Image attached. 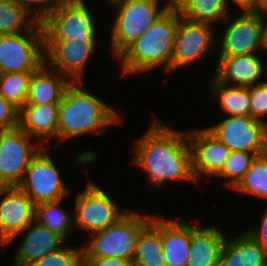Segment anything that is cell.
Masks as SVG:
<instances>
[{
	"label": "cell",
	"instance_id": "d590c367",
	"mask_svg": "<svg viewBox=\"0 0 267 266\" xmlns=\"http://www.w3.org/2000/svg\"><path fill=\"white\" fill-rule=\"evenodd\" d=\"M88 266H133L132 260L117 257H83Z\"/></svg>",
	"mask_w": 267,
	"mask_h": 266
},
{
	"label": "cell",
	"instance_id": "8d00e7d4",
	"mask_svg": "<svg viewBox=\"0 0 267 266\" xmlns=\"http://www.w3.org/2000/svg\"><path fill=\"white\" fill-rule=\"evenodd\" d=\"M263 213L260 225L245 232L267 251V209Z\"/></svg>",
	"mask_w": 267,
	"mask_h": 266
},
{
	"label": "cell",
	"instance_id": "ba28073f",
	"mask_svg": "<svg viewBox=\"0 0 267 266\" xmlns=\"http://www.w3.org/2000/svg\"><path fill=\"white\" fill-rule=\"evenodd\" d=\"M19 126L0 131V187L18 186L32 159L43 148ZM39 143V144H38Z\"/></svg>",
	"mask_w": 267,
	"mask_h": 266
},
{
	"label": "cell",
	"instance_id": "e575fe53",
	"mask_svg": "<svg viewBox=\"0 0 267 266\" xmlns=\"http://www.w3.org/2000/svg\"><path fill=\"white\" fill-rule=\"evenodd\" d=\"M19 110L0 95V131L18 126Z\"/></svg>",
	"mask_w": 267,
	"mask_h": 266
},
{
	"label": "cell",
	"instance_id": "9c48e42d",
	"mask_svg": "<svg viewBox=\"0 0 267 266\" xmlns=\"http://www.w3.org/2000/svg\"><path fill=\"white\" fill-rule=\"evenodd\" d=\"M74 207V229L78 227L90 234L104 230L128 211L119 210L114 199L89 178L86 188L75 196Z\"/></svg>",
	"mask_w": 267,
	"mask_h": 266
},
{
	"label": "cell",
	"instance_id": "5bb4252c",
	"mask_svg": "<svg viewBox=\"0 0 267 266\" xmlns=\"http://www.w3.org/2000/svg\"><path fill=\"white\" fill-rule=\"evenodd\" d=\"M228 16L220 42L219 56L252 55L262 49V12H242L236 18Z\"/></svg>",
	"mask_w": 267,
	"mask_h": 266
},
{
	"label": "cell",
	"instance_id": "4316f807",
	"mask_svg": "<svg viewBox=\"0 0 267 266\" xmlns=\"http://www.w3.org/2000/svg\"><path fill=\"white\" fill-rule=\"evenodd\" d=\"M63 200L39 203L35 207V220L61 235L65 240L74 232L73 213L60 207Z\"/></svg>",
	"mask_w": 267,
	"mask_h": 266
},
{
	"label": "cell",
	"instance_id": "4dcf8cb0",
	"mask_svg": "<svg viewBox=\"0 0 267 266\" xmlns=\"http://www.w3.org/2000/svg\"><path fill=\"white\" fill-rule=\"evenodd\" d=\"M254 153L244 151H230L221 172L216 177L228 179L226 185L233 190L242 180L250 168Z\"/></svg>",
	"mask_w": 267,
	"mask_h": 266
},
{
	"label": "cell",
	"instance_id": "7a4b0ae2",
	"mask_svg": "<svg viewBox=\"0 0 267 266\" xmlns=\"http://www.w3.org/2000/svg\"><path fill=\"white\" fill-rule=\"evenodd\" d=\"M102 99L83 89V81L71 82L58 108L57 138L66 142L83 134H103L110 125L119 124L121 117Z\"/></svg>",
	"mask_w": 267,
	"mask_h": 266
},
{
	"label": "cell",
	"instance_id": "ffe728a7",
	"mask_svg": "<svg viewBox=\"0 0 267 266\" xmlns=\"http://www.w3.org/2000/svg\"><path fill=\"white\" fill-rule=\"evenodd\" d=\"M161 242L165 266H186L191 243V224L180 218L161 217Z\"/></svg>",
	"mask_w": 267,
	"mask_h": 266
},
{
	"label": "cell",
	"instance_id": "74e56055",
	"mask_svg": "<svg viewBox=\"0 0 267 266\" xmlns=\"http://www.w3.org/2000/svg\"><path fill=\"white\" fill-rule=\"evenodd\" d=\"M232 1L235 2L238 5V7H240L242 12H255V11H257L256 0H231V2ZM226 3L228 5L229 0H226Z\"/></svg>",
	"mask_w": 267,
	"mask_h": 266
},
{
	"label": "cell",
	"instance_id": "1f68e13d",
	"mask_svg": "<svg viewBox=\"0 0 267 266\" xmlns=\"http://www.w3.org/2000/svg\"><path fill=\"white\" fill-rule=\"evenodd\" d=\"M83 260L81 245L66 247L47 253L28 266H77Z\"/></svg>",
	"mask_w": 267,
	"mask_h": 266
},
{
	"label": "cell",
	"instance_id": "b9f144b4",
	"mask_svg": "<svg viewBox=\"0 0 267 266\" xmlns=\"http://www.w3.org/2000/svg\"><path fill=\"white\" fill-rule=\"evenodd\" d=\"M2 74H3V72H2V70L0 68V80H1Z\"/></svg>",
	"mask_w": 267,
	"mask_h": 266
},
{
	"label": "cell",
	"instance_id": "5b68a950",
	"mask_svg": "<svg viewBox=\"0 0 267 266\" xmlns=\"http://www.w3.org/2000/svg\"><path fill=\"white\" fill-rule=\"evenodd\" d=\"M151 219V216L127 211L104 230L91 233L94 238L90 243L81 245L82 257H117L133 261L138 234Z\"/></svg>",
	"mask_w": 267,
	"mask_h": 266
},
{
	"label": "cell",
	"instance_id": "8992f818",
	"mask_svg": "<svg viewBox=\"0 0 267 266\" xmlns=\"http://www.w3.org/2000/svg\"><path fill=\"white\" fill-rule=\"evenodd\" d=\"M45 63L44 33L37 22L29 31L0 35V68L3 73L35 72Z\"/></svg>",
	"mask_w": 267,
	"mask_h": 266
},
{
	"label": "cell",
	"instance_id": "52a82bcc",
	"mask_svg": "<svg viewBox=\"0 0 267 266\" xmlns=\"http://www.w3.org/2000/svg\"><path fill=\"white\" fill-rule=\"evenodd\" d=\"M48 150L49 147H43L37 153L18 185L35 205L67 199L71 194Z\"/></svg>",
	"mask_w": 267,
	"mask_h": 266
},
{
	"label": "cell",
	"instance_id": "83f0119b",
	"mask_svg": "<svg viewBox=\"0 0 267 266\" xmlns=\"http://www.w3.org/2000/svg\"><path fill=\"white\" fill-rule=\"evenodd\" d=\"M233 190L267 201V152L255 155L250 168Z\"/></svg>",
	"mask_w": 267,
	"mask_h": 266
},
{
	"label": "cell",
	"instance_id": "ac0fdd59",
	"mask_svg": "<svg viewBox=\"0 0 267 266\" xmlns=\"http://www.w3.org/2000/svg\"><path fill=\"white\" fill-rule=\"evenodd\" d=\"M218 58L214 76L220 82L247 88L261 83L265 67L258 55L218 56Z\"/></svg>",
	"mask_w": 267,
	"mask_h": 266
},
{
	"label": "cell",
	"instance_id": "4fadbf2b",
	"mask_svg": "<svg viewBox=\"0 0 267 266\" xmlns=\"http://www.w3.org/2000/svg\"><path fill=\"white\" fill-rule=\"evenodd\" d=\"M96 42V39H44L45 63L72 82H84L85 67L96 52Z\"/></svg>",
	"mask_w": 267,
	"mask_h": 266
},
{
	"label": "cell",
	"instance_id": "277c9868",
	"mask_svg": "<svg viewBox=\"0 0 267 266\" xmlns=\"http://www.w3.org/2000/svg\"><path fill=\"white\" fill-rule=\"evenodd\" d=\"M117 8L111 30V53L116 58L130 43L138 39L173 4V0H108ZM159 3V4H158Z\"/></svg>",
	"mask_w": 267,
	"mask_h": 266
},
{
	"label": "cell",
	"instance_id": "d6a6232c",
	"mask_svg": "<svg viewBox=\"0 0 267 266\" xmlns=\"http://www.w3.org/2000/svg\"><path fill=\"white\" fill-rule=\"evenodd\" d=\"M23 7L36 22L42 23L65 0H14Z\"/></svg>",
	"mask_w": 267,
	"mask_h": 266
},
{
	"label": "cell",
	"instance_id": "60d3db41",
	"mask_svg": "<svg viewBox=\"0 0 267 266\" xmlns=\"http://www.w3.org/2000/svg\"><path fill=\"white\" fill-rule=\"evenodd\" d=\"M77 266H88V264L82 260Z\"/></svg>",
	"mask_w": 267,
	"mask_h": 266
},
{
	"label": "cell",
	"instance_id": "f546056e",
	"mask_svg": "<svg viewBox=\"0 0 267 266\" xmlns=\"http://www.w3.org/2000/svg\"><path fill=\"white\" fill-rule=\"evenodd\" d=\"M33 72L3 73L0 80V95L20 110L28 96Z\"/></svg>",
	"mask_w": 267,
	"mask_h": 266
},
{
	"label": "cell",
	"instance_id": "7c38bea8",
	"mask_svg": "<svg viewBox=\"0 0 267 266\" xmlns=\"http://www.w3.org/2000/svg\"><path fill=\"white\" fill-rule=\"evenodd\" d=\"M206 129L230 151L267 152V123L248 116H229Z\"/></svg>",
	"mask_w": 267,
	"mask_h": 266
},
{
	"label": "cell",
	"instance_id": "f35d334b",
	"mask_svg": "<svg viewBox=\"0 0 267 266\" xmlns=\"http://www.w3.org/2000/svg\"><path fill=\"white\" fill-rule=\"evenodd\" d=\"M267 10L262 11V50L267 51ZM266 21V22H265Z\"/></svg>",
	"mask_w": 267,
	"mask_h": 266
},
{
	"label": "cell",
	"instance_id": "3957f363",
	"mask_svg": "<svg viewBox=\"0 0 267 266\" xmlns=\"http://www.w3.org/2000/svg\"><path fill=\"white\" fill-rule=\"evenodd\" d=\"M179 11L172 4L148 29L116 58L122 62V76L161 68L169 74Z\"/></svg>",
	"mask_w": 267,
	"mask_h": 266
},
{
	"label": "cell",
	"instance_id": "30bf717a",
	"mask_svg": "<svg viewBox=\"0 0 267 266\" xmlns=\"http://www.w3.org/2000/svg\"><path fill=\"white\" fill-rule=\"evenodd\" d=\"M85 0H65L42 23L44 39H96L97 30Z\"/></svg>",
	"mask_w": 267,
	"mask_h": 266
},
{
	"label": "cell",
	"instance_id": "d4e9b609",
	"mask_svg": "<svg viewBox=\"0 0 267 266\" xmlns=\"http://www.w3.org/2000/svg\"><path fill=\"white\" fill-rule=\"evenodd\" d=\"M181 16L195 22L216 24L230 16L226 0H173Z\"/></svg>",
	"mask_w": 267,
	"mask_h": 266
},
{
	"label": "cell",
	"instance_id": "d6986e66",
	"mask_svg": "<svg viewBox=\"0 0 267 266\" xmlns=\"http://www.w3.org/2000/svg\"><path fill=\"white\" fill-rule=\"evenodd\" d=\"M58 108L59 104H25L19 110L18 126L30 137L39 138L43 147H49L46 142L57 139Z\"/></svg>",
	"mask_w": 267,
	"mask_h": 266
},
{
	"label": "cell",
	"instance_id": "6da1fadb",
	"mask_svg": "<svg viewBox=\"0 0 267 266\" xmlns=\"http://www.w3.org/2000/svg\"><path fill=\"white\" fill-rule=\"evenodd\" d=\"M154 120L147 132L135 141L131 163L143 169L148 183L162 188L169 180L197 182L191 163L187 132Z\"/></svg>",
	"mask_w": 267,
	"mask_h": 266
},
{
	"label": "cell",
	"instance_id": "484cf974",
	"mask_svg": "<svg viewBox=\"0 0 267 266\" xmlns=\"http://www.w3.org/2000/svg\"><path fill=\"white\" fill-rule=\"evenodd\" d=\"M210 82L212 97L218 98L219 105L228 116L250 115L249 87L228 85L220 82L215 76Z\"/></svg>",
	"mask_w": 267,
	"mask_h": 266
},
{
	"label": "cell",
	"instance_id": "ab89813d",
	"mask_svg": "<svg viewBox=\"0 0 267 266\" xmlns=\"http://www.w3.org/2000/svg\"><path fill=\"white\" fill-rule=\"evenodd\" d=\"M257 3V11L267 10V0H256Z\"/></svg>",
	"mask_w": 267,
	"mask_h": 266
},
{
	"label": "cell",
	"instance_id": "9a60e30c",
	"mask_svg": "<svg viewBox=\"0 0 267 266\" xmlns=\"http://www.w3.org/2000/svg\"><path fill=\"white\" fill-rule=\"evenodd\" d=\"M0 245L6 244L35 220L36 205L18 186L0 187Z\"/></svg>",
	"mask_w": 267,
	"mask_h": 266
},
{
	"label": "cell",
	"instance_id": "603a6c76",
	"mask_svg": "<svg viewBox=\"0 0 267 266\" xmlns=\"http://www.w3.org/2000/svg\"><path fill=\"white\" fill-rule=\"evenodd\" d=\"M219 266H267V251L245 231L223 242Z\"/></svg>",
	"mask_w": 267,
	"mask_h": 266
},
{
	"label": "cell",
	"instance_id": "f1b7e54d",
	"mask_svg": "<svg viewBox=\"0 0 267 266\" xmlns=\"http://www.w3.org/2000/svg\"><path fill=\"white\" fill-rule=\"evenodd\" d=\"M36 20L14 0H0V35L29 31Z\"/></svg>",
	"mask_w": 267,
	"mask_h": 266
},
{
	"label": "cell",
	"instance_id": "7402d4cb",
	"mask_svg": "<svg viewBox=\"0 0 267 266\" xmlns=\"http://www.w3.org/2000/svg\"><path fill=\"white\" fill-rule=\"evenodd\" d=\"M226 236L217 227L191 225V243L186 266H219Z\"/></svg>",
	"mask_w": 267,
	"mask_h": 266
},
{
	"label": "cell",
	"instance_id": "2e32d148",
	"mask_svg": "<svg viewBox=\"0 0 267 266\" xmlns=\"http://www.w3.org/2000/svg\"><path fill=\"white\" fill-rule=\"evenodd\" d=\"M192 172L198 182L201 176L216 177L225 165L230 149L206 128L187 132Z\"/></svg>",
	"mask_w": 267,
	"mask_h": 266
},
{
	"label": "cell",
	"instance_id": "836d02e7",
	"mask_svg": "<svg viewBox=\"0 0 267 266\" xmlns=\"http://www.w3.org/2000/svg\"><path fill=\"white\" fill-rule=\"evenodd\" d=\"M250 116L256 120L266 122L262 118L267 115V83L249 87Z\"/></svg>",
	"mask_w": 267,
	"mask_h": 266
},
{
	"label": "cell",
	"instance_id": "44dd1931",
	"mask_svg": "<svg viewBox=\"0 0 267 266\" xmlns=\"http://www.w3.org/2000/svg\"><path fill=\"white\" fill-rule=\"evenodd\" d=\"M71 82L44 63L32 73L26 104H59Z\"/></svg>",
	"mask_w": 267,
	"mask_h": 266
},
{
	"label": "cell",
	"instance_id": "8fae6325",
	"mask_svg": "<svg viewBox=\"0 0 267 266\" xmlns=\"http://www.w3.org/2000/svg\"><path fill=\"white\" fill-rule=\"evenodd\" d=\"M215 27L205 22H195L179 15L169 73L191 66L205 57L215 44Z\"/></svg>",
	"mask_w": 267,
	"mask_h": 266
},
{
	"label": "cell",
	"instance_id": "cb8c5ba5",
	"mask_svg": "<svg viewBox=\"0 0 267 266\" xmlns=\"http://www.w3.org/2000/svg\"><path fill=\"white\" fill-rule=\"evenodd\" d=\"M133 266H165L161 242V217L153 216L138 234Z\"/></svg>",
	"mask_w": 267,
	"mask_h": 266
},
{
	"label": "cell",
	"instance_id": "e0dca14e",
	"mask_svg": "<svg viewBox=\"0 0 267 266\" xmlns=\"http://www.w3.org/2000/svg\"><path fill=\"white\" fill-rule=\"evenodd\" d=\"M23 235L15 250L13 266H28L47 253L59 250L65 245V239L34 220L26 229L15 235L6 245L11 244L18 236Z\"/></svg>",
	"mask_w": 267,
	"mask_h": 266
}]
</instances>
